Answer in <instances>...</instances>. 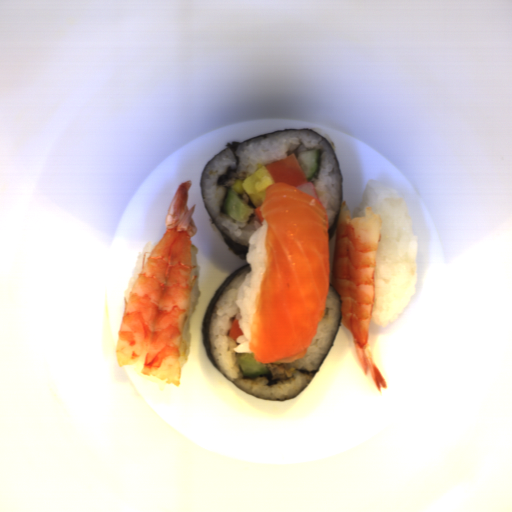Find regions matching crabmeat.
<instances>
[{
	"label": "crabmeat",
	"instance_id": "obj_1",
	"mask_svg": "<svg viewBox=\"0 0 512 512\" xmlns=\"http://www.w3.org/2000/svg\"><path fill=\"white\" fill-rule=\"evenodd\" d=\"M296 188H298L299 190L305 192L306 194H308L310 196L316 197L318 199V201L320 200L318 193L316 191V188L311 181L306 180V182H304L303 184L299 185Z\"/></svg>",
	"mask_w": 512,
	"mask_h": 512
}]
</instances>
